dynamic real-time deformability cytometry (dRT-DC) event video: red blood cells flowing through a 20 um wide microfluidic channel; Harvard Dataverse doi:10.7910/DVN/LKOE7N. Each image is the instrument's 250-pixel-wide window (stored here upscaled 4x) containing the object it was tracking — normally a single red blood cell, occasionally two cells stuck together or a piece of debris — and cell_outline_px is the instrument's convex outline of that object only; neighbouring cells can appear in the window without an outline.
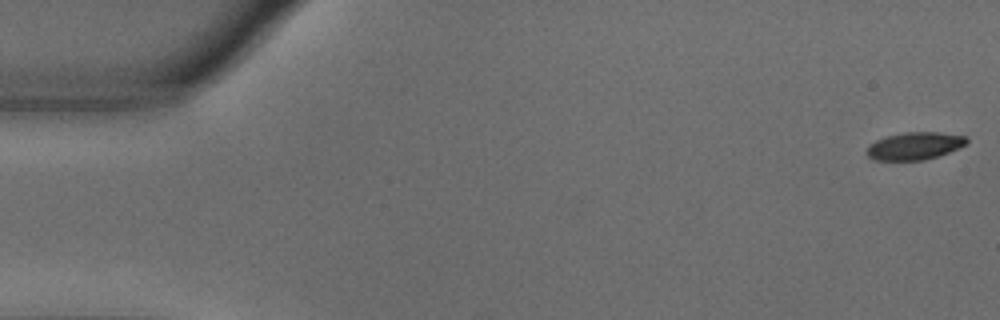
{"species": "common noctule bat (a hibernating species)", "species_latin": "Nyctalus noctula", "temperature_condition": "warm", "stored_images_in_passage": 55, "camera_frame_rate_fps": 3000, "um_per_image_px": 0.085, "animal": {"sex": "male", "body_mass_g": 18.8}, "frame": {"image": 1, "passage_image": 1, "time_ms": 0.0, "image_size_px": [1000, 320], "cell_outline_px": [[968, 144], [948, 152], [924, 160], [872, 160], [868, 156], [868, 144], [876, 140], [888, 136], [904, 132], [940, 132], [968, 136]], "centroid_in_image_um": [77.77, 12.39], "position_along_channel_um": 7.2, "area_um2": 16.01}}
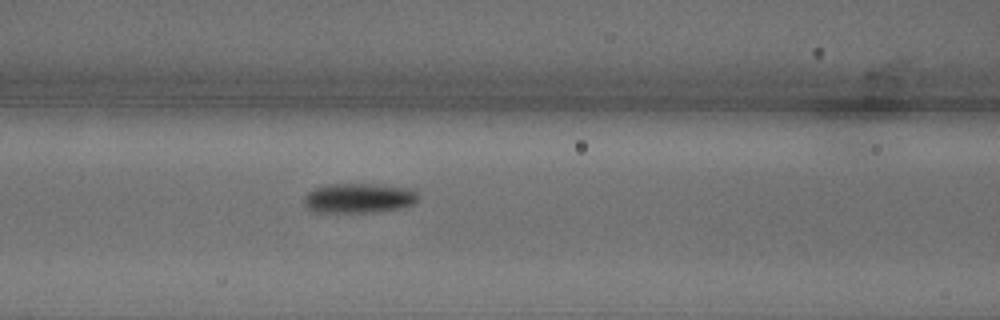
{"frame": {"image": 2, "passage_image": 23, "time_ms": 7.333, "image_size_px": [1000, 320], "cell_outline_px": [[420, 196], [412, 204], [400, 208], [376, 212], [312, 212], [304, 204], [304, 196], [308, 192], [316, 188], [332, 184], [372, 184], [416, 188]], "centroid_in_image_um": [30.54, 16.84], "position_along_channel_um": 136.1, "area_um2": 19.94}}
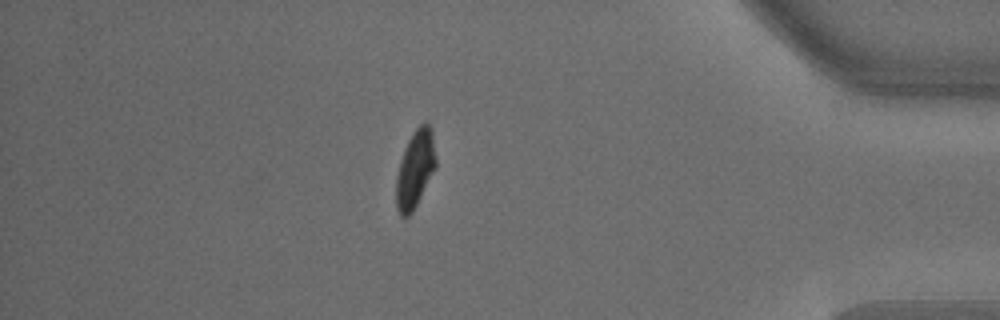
{"frame": {"image": 3, "passage_image": 48, "time_ms": 15.667, "image_size_px": [1000, 320], "cell_outline_px": [[436, 168], [412, 212], [408, 216], [400, 216], [396, 208], [396, 176], [400, 160], [404, 148], [412, 132], [424, 120], [428, 120], [432, 128], [436, 160]], "centroid_in_image_um": [35.29, 14.31], "position_along_channel_um": 399.9, "area_um2": 18.21}, "authors_computed_cell_mechanics": {"area_um2": 18.2648, "velocity_mm_per_s": 3.6364, "shape_relaxation_time_tau1_ms": 2.7303, "shape_relaxation_time_tau2_ms": 3.5859, "deformation_change_tau1": 0.1568, "deformation_change_tau2": 0.079}}